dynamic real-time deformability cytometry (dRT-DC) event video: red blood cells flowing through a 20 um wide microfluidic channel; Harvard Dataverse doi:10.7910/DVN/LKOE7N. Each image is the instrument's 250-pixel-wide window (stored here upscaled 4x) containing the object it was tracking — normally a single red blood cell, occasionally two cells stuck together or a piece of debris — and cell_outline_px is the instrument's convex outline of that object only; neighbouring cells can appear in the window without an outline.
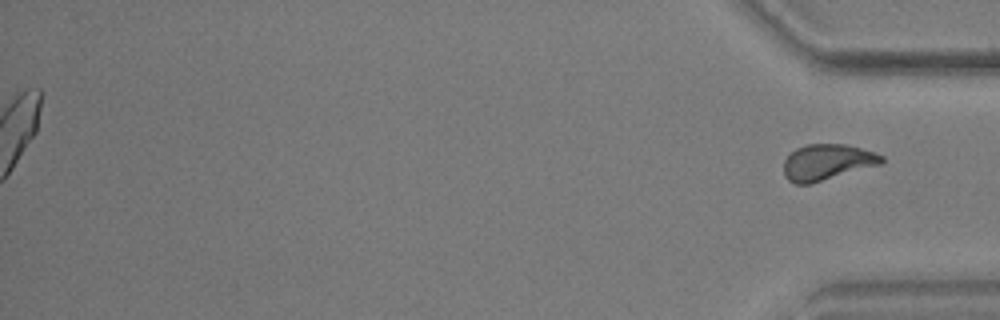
{"species": "common noctule bat (a hibernating species)", "species_latin": "Nyctalus noctula", "temperature_condition": "warm", "stored_images_in_passage": 50, "segment_of_instrument_passage": [2, 2], "camera_frame_rate_fps": 3000, "um_per_image_px": 0.085, "animal": {"sex": "male", "body_mass_g": 17.9, "forearm_length_mm": 54.2}, "frame": {"image": 1, "passage_image": 50, "time_ms": 16.333, "image_size_px": [1000, 320], "cell_outline_px": [[884, 164], [812, 184], [796, 184], [788, 180], [784, 176], [784, 160], [796, 148], [804, 144], [848, 144], [876, 152], [884, 156]], "centroid_in_image_um": [70.36, 13.79], "position_along_channel_um": 364.8, "area_um2": 21.04}}